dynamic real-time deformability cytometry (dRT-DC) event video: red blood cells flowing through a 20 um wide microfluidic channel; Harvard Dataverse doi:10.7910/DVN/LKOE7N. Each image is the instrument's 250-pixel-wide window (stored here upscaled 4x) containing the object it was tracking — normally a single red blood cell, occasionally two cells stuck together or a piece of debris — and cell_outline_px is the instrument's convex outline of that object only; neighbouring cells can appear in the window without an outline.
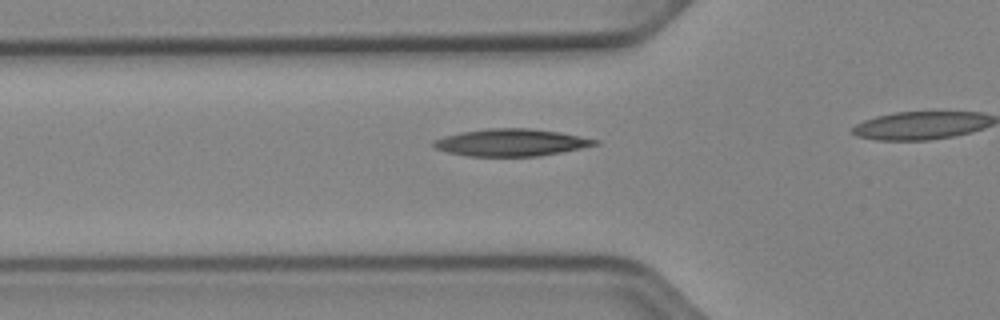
{"species": "Egyptian fruit bat (a non-hibernating species)", "species_latin": "Rousettus aegyptiacus", "temperature_condition": "cold", "stored_images_in_passage": 32, "camera_frame_rate_fps": 3000, "um_per_image_px": 0.085, "animal": {"sex": "female"}, "frame": {"image": 1, "passage_image": 8, "time_ms": 2.333, "image_size_px": [1000, 320], "cell_outline_px": [[600, 144], [540, 156], [468, 156], [448, 152], [436, 148], [432, 144], [432, 140], [444, 136], [460, 132], [488, 128], [528, 128], [560, 132], [600, 140]], "centroid_in_image_um": [43.44, 12.11], "position_along_channel_um": 82.4, "area_um2": 25.55}}
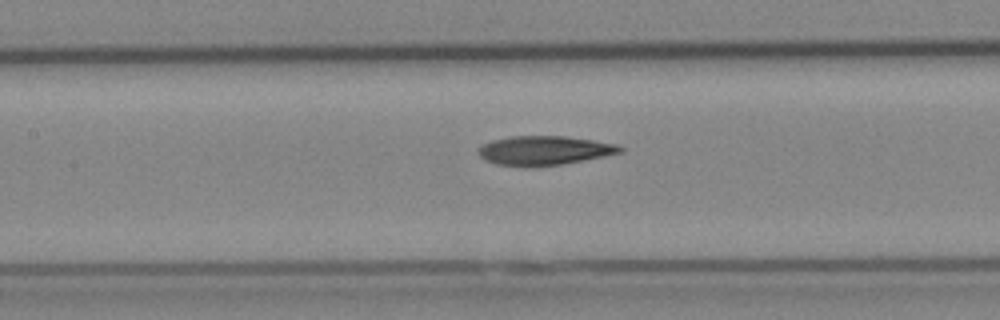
{"frame": {"image": 2, "passage_image": 14, "time_ms": 4.333, "image_size_px": [1000, 320], "cell_outline_px": [[624, 152], [584, 160], [560, 164], [496, 164], [484, 160], [476, 152], [480, 144], [492, 140], [508, 136], [564, 136], [592, 140], [616, 144], [624, 148]], "centroid_in_image_um": [46.25, 12.75], "position_along_channel_um": 161.2, "area_um2": 23.52}}
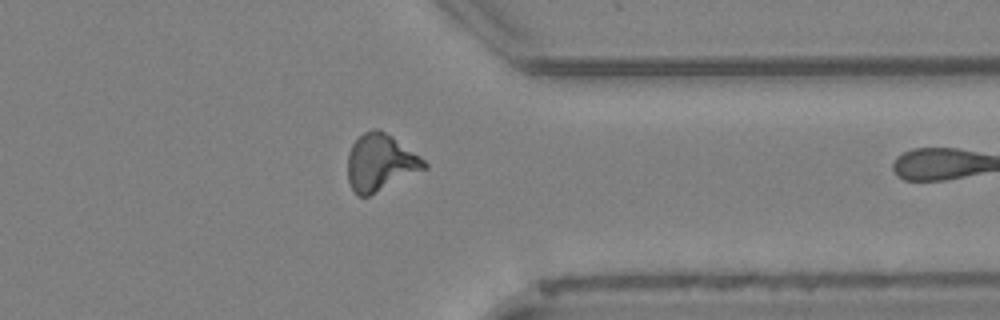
{"frame": {"image": 3, "passage_image": 31, "time_ms": 10.0, "image_size_px": [1000, 320], "cell_outline_px": [[428, 168], [368, 196], [356, 196], [348, 180], [348, 152], [352, 144], [364, 132], [372, 128], [380, 128], [392, 136], [420, 156], [428, 164]], "centroid_in_image_um": [32.33, 13.81], "position_along_channel_um": 379.1, "area_um2": 25.37}}